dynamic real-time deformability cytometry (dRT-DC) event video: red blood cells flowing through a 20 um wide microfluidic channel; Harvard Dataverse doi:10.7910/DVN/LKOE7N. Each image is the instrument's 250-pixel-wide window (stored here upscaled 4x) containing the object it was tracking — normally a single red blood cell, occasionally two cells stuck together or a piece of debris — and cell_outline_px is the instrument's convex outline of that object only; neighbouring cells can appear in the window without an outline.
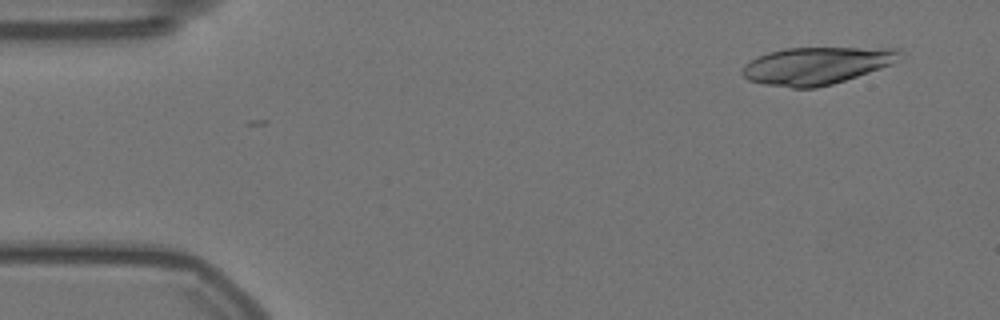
{"species": "Egyptian fruit bat (a non-hibernating species)", "species_latin": "Rousettus aegyptiacus", "temperature_condition": "warm", "stored_images_in_passage": 2, "camera_frame_rate_fps": 3000, "um_per_image_px": 0.085, "animal": {"sex": "female"}, "frame": {"image": 1, "passage_image": 1, "time_ms": 0.0, "image_size_px": [1000, 320], "cell_outline_px": [[900, 52], [892, 64], [832, 84], [816, 88], [792, 88], [764, 84], [748, 80], [740, 72], [744, 64], [756, 56], [768, 52], [784, 48], [900, 48]], "centroid_in_image_um": [69.31, 5.58], "position_along_channel_um": 15.7, "area_um2": 34.04}}